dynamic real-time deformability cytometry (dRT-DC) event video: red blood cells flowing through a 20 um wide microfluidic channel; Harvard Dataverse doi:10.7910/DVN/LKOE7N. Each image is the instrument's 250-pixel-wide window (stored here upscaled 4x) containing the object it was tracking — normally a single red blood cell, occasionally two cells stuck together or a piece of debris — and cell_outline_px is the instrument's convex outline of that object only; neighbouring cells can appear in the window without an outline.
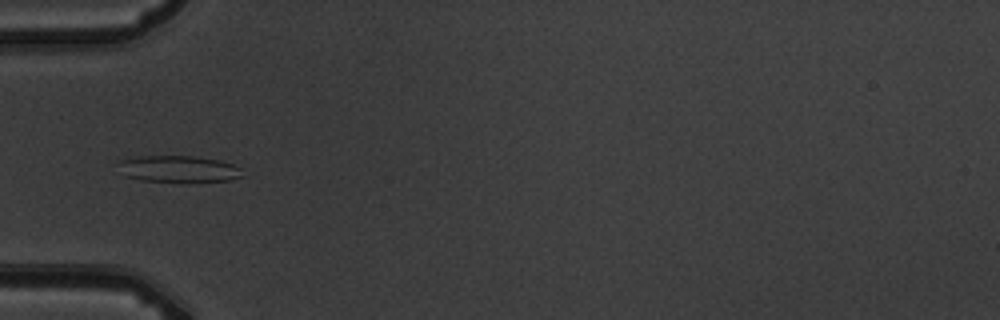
{"species": "common noctule bat (a hibernating species)", "species_latin": "Nyctalus noctula", "temperature_condition": "warm", "stored_images_in_passage": 5, "camera_frame_rate_fps": 3000, "um_per_image_px": 0.085, "animal": {"sex": "male", "body_mass_g": 19.5, "forearm_length_mm": 54.6}, "frame": {"image": 1, "passage_image": 5, "time_ms": 4.667, "image_size_px": [1000, 320], "cell_outline_px": [[244, 176], [228, 180], [184, 184], [140, 180], [124, 176], [120, 164], [120, 160], [140, 156], [196, 156], [220, 160], [232, 164], [240, 168]], "centroid_in_image_um": [15.22, 14.4], "position_along_channel_um": 69.8, "area_um2": 19.83}}